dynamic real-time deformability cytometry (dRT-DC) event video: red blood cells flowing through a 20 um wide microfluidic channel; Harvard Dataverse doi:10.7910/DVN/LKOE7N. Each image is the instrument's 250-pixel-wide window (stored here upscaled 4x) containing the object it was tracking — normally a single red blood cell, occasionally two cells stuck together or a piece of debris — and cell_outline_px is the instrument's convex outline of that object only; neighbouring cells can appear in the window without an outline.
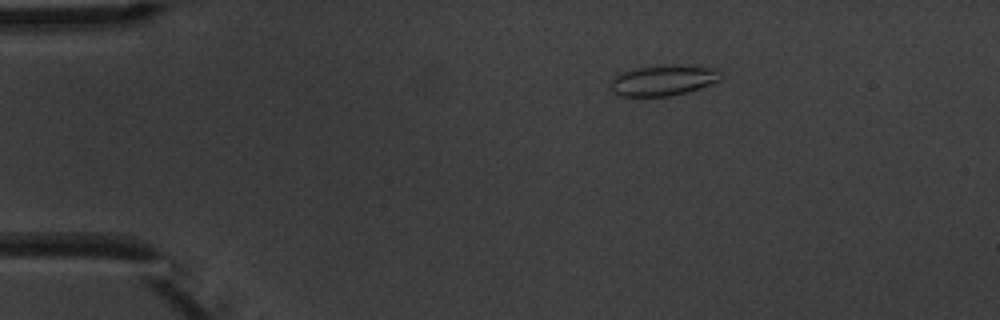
{"species": "common noctule bat (a hibernating species)", "species_latin": "Nyctalus noctula", "temperature_condition": "warm", "stored_images_in_passage": 4, "camera_frame_rate_fps": 3000, "um_per_image_px": 0.085, "animal": {"sex": "male", "body_mass_g": 20.1, "forearm_length_mm": 53.5}, "frame": {"image": 1, "passage_image": 1, "time_ms": 0.0, "image_size_px": [1000, 320], "cell_outline_px": [[724, 76], [720, 80], [700, 88], [688, 92], [668, 96], [616, 96], [612, 92], [612, 80], [620, 72], [636, 68], [668, 64], [676, 64], [716, 68], [724, 72]], "centroid_in_image_um": [56.44, 6.81], "position_along_channel_um": 28.6, "area_um2": 20.0}}
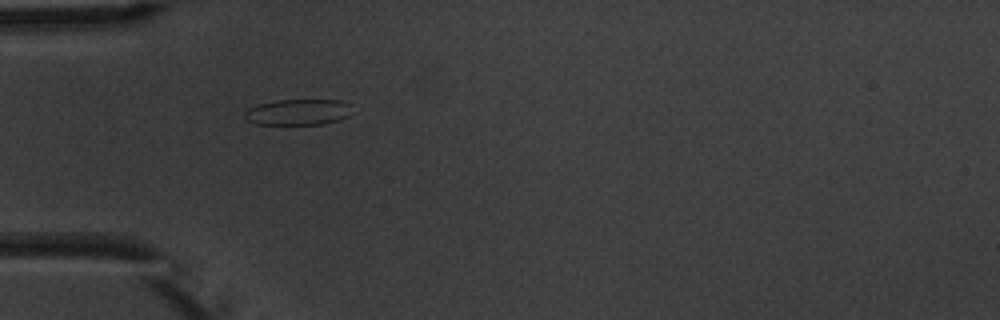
{"frame": {"image": 2, "passage_image": 3, "time_ms": 2.333, "image_size_px": [1000, 320], "cell_outline_px": [[352, 104], [348, 116], [324, 124], [256, 124], [244, 120], [244, 112], [248, 108], [260, 104], [276, 100], [340, 100]], "centroid_in_image_um": [25.31, 9.52], "position_along_channel_um": 59.7, "area_um2": 16.24}}
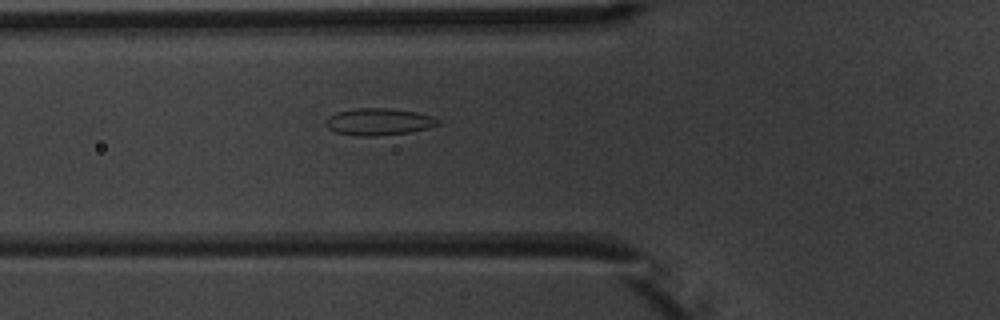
{"frame": {"image": 3, "passage_image": 4, "time_ms": 3.333, "image_size_px": [1000, 320], "cell_outline_px": [[440, 124], [428, 128], [408, 132], [376, 136], [356, 136], [336, 132], [328, 128], [328, 116], [336, 112], [356, 108], [388, 108], [416, 112], [432, 116], [440, 120]], "centroid_in_image_um": [32.21, 10.34], "position_along_channel_um": 93.6, "area_um2": 17.51}}